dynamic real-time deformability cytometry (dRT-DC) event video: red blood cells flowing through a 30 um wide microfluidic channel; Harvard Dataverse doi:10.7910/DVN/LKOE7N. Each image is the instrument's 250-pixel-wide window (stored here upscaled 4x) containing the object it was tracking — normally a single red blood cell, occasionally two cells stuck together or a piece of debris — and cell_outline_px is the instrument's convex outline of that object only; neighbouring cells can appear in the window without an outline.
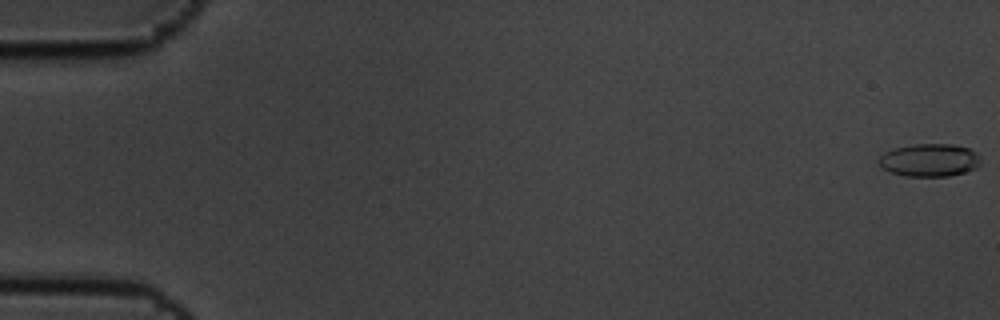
{"species": "common noctule bat (a hibernating species)", "species_latin": "Nyctalus noctula", "temperature_condition": "cold", "stored_images_in_passage": 6, "camera_frame_rate_fps": 3000, "um_per_image_px": 0.085, "animal": {"sex": "male", "body_mass_g": 19.5, "forearm_length_mm": 54.6}, "frame": {"image": 1, "passage_image": 1, "time_ms": 0.0, "image_size_px": [1000, 320], "cell_outline_px": [[980, 164], [976, 168], [964, 172], [948, 176], [904, 176], [892, 172], [884, 168], [876, 160], [884, 152], [896, 148], [912, 144], [952, 144], [968, 148], [976, 152], [980, 156]], "centroid_in_image_um": [79.02, 13.6], "position_along_channel_um": 6.0, "area_um2": 19.48}}
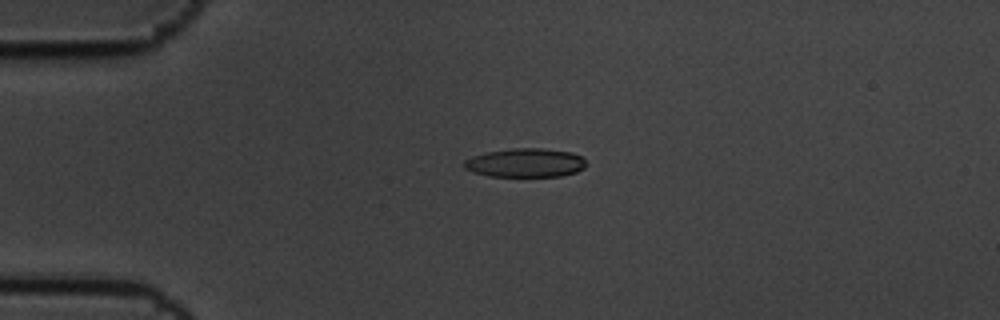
{"frame": {"image": 2, "passage_image": 5, "time_ms": 1.333, "image_size_px": [1000, 320], "cell_outline_px": [[588, 164], [584, 168], [576, 172], [560, 176], [488, 176], [472, 172], [464, 168], [464, 160], [472, 156], [488, 152], [512, 148], [544, 148], [572, 152], [580, 156]], "centroid_in_image_um": [44.66, 13.83], "position_along_channel_um": 40.3, "area_um2": 20.58}}